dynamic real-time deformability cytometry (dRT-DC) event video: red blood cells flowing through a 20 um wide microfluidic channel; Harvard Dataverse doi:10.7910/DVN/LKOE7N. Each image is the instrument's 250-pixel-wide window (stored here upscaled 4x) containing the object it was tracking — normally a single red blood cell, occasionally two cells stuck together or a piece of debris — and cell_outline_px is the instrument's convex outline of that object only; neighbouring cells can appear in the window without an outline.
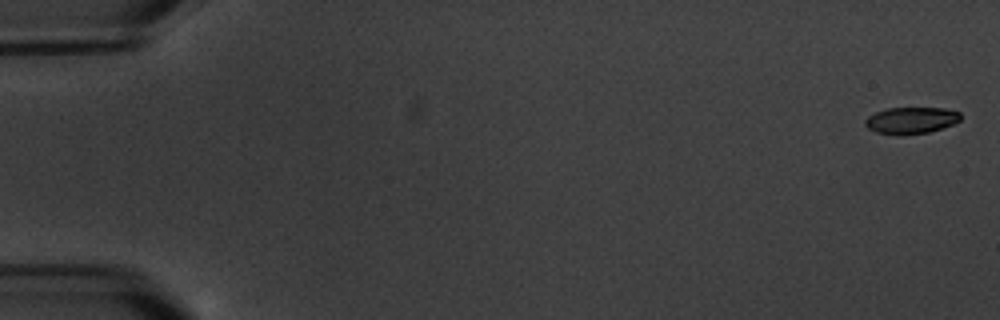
{"species": "common noctule bat (a hibernating species)", "species_latin": "Nyctalus noctula", "temperature_condition": "warm", "stored_images_in_passage": 7, "camera_frame_rate_fps": 3000, "um_per_image_px": 0.085, "animal": {"sex": "male", "body_mass_g": 20.1, "forearm_length_mm": 53.5}, "frame": {"image": 1, "passage_image": 1, "time_ms": 0.0, "image_size_px": [1000, 320], "cell_outline_px": [[960, 120], [952, 124], [928, 132], [900, 136], [876, 132], [868, 128], [864, 124], [864, 120], [868, 116], [876, 112], [888, 108], [944, 108], [960, 112]], "centroid_in_image_um": [77.41, 10.24], "position_along_channel_um": 7.6, "area_um2": 14.8}}
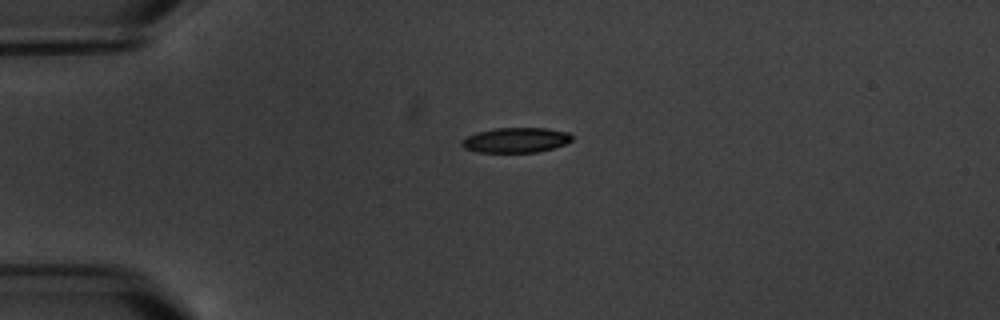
{"frame": {"image": 2, "passage_image": 5, "time_ms": 4.667, "image_size_px": [1000, 320], "cell_outline_px": [[572, 140], [564, 144], [552, 148], [536, 152], [476, 152], [464, 148], [460, 144], [460, 140], [476, 132], [496, 128], [548, 128], [568, 132], [572, 136]], "centroid_in_image_um": [43.81, 11.9], "position_along_channel_um": 41.2, "area_um2": 16.07}}